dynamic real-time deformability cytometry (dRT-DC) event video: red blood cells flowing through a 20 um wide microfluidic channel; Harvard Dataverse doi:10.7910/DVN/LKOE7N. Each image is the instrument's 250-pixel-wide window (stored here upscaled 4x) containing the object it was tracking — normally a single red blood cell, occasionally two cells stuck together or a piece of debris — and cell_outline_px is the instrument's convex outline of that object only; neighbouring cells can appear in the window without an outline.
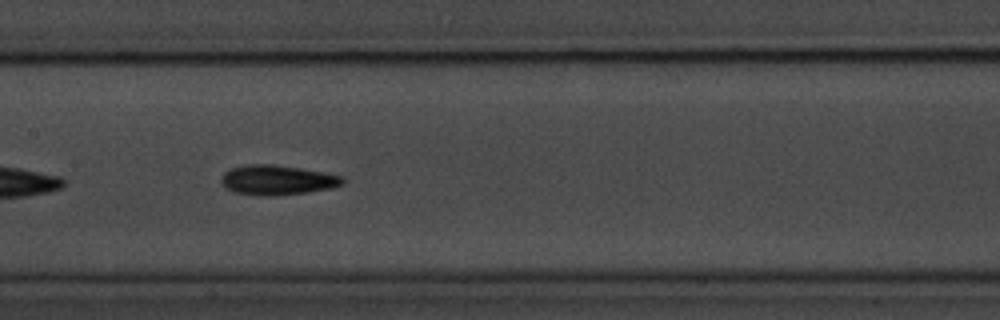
{"species": "common noctule bat (a hibernating species)", "species_latin": "Nyctalus noctula", "temperature_condition": "room temperature", "stored_images_in_passage": 17, "camera_frame_rate_fps": 3000, "um_per_image_px": 0.085, "animal": {"sex": "male", "body_mass_g": 20.1, "forearm_length_mm": 53.5}, "frame": {"image": 1, "passage_image": 12, "time_ms": 3.667, "image_size_px": [1000, 320], "cell_outline_px": [[344, 184], [332, 188], [308, 192], [272, 196], [264, 196], [236, 192], [228, 188], [220, 180], [224, 172], [232, 168], [248, 164], [272, 164], [300, 168], [344, 176]], "centroid_in_image_um": [23.61, 15.3], "position_along_channel_um": 183.8, "area_um2": 20.92}}